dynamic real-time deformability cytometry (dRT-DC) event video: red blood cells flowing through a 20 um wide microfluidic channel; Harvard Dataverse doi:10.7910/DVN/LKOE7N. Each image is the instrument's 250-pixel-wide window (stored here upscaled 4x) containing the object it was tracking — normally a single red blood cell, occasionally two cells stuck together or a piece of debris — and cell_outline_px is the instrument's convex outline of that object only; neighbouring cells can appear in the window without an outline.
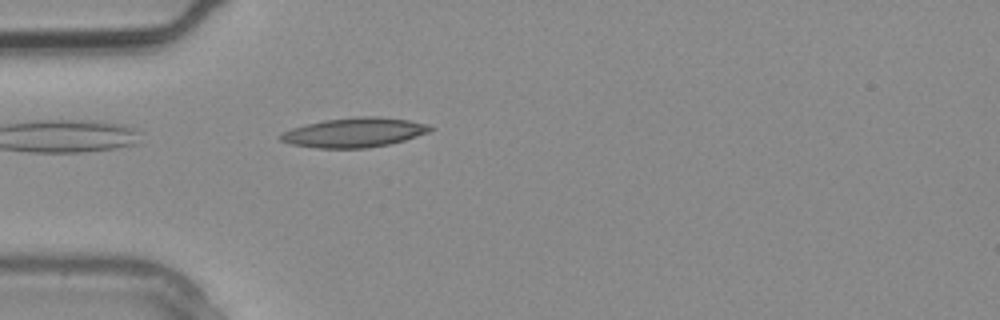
{"species": "common noctule bat (a hibernating species)", "species_latin": "Nyctalus noctula", "temperature_condition": "warm", "stored_images_in_passage": 3, "camera_frame_rate_fps": 3000, "um_per_image_px": 0.085, "animal": {"sex": "male", "body_mass_g": 20.4}, "frame": {"image": 1, "passage_image": 3, "time_ms": 0.667, "image_size_px": [1000, 320], "cell_outline_px": [[436, 128], [428, 132], [404, 140], [388, 144], [368, 148], [316, 148], [292, 144], [280, 140], [276, 136], [292, 128], [304, 124], [324, 120], [360, 116], [376, 116], [408, 120], [428, 124]], "centroid_in_image_um": [30.1, 11.26], "position_along_channel_um": 54.9, "area_um2": 25.72}}